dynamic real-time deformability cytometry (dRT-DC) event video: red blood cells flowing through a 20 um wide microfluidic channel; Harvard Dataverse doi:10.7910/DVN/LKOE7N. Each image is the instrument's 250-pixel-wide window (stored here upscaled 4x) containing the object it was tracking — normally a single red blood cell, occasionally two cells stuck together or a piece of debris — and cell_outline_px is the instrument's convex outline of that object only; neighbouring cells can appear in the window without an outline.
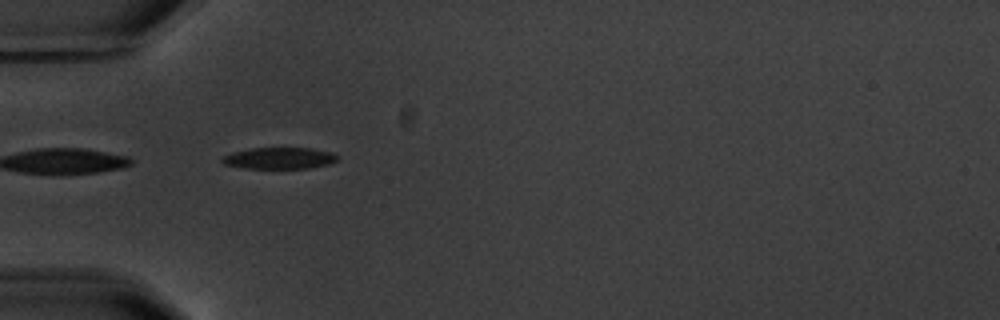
{"species": "common noctule bat (a hibernating species)", "species_latin": "Nyctalus noctula", "temperature_condition": "warm", "stored_images_in_passage": 4, "camera_frame_rate_fps": 3000, "um_per_image_px": 0.085, "animal": {"sex": "male", "body_mass_g": 20.1, "forearm_length_mm": 53.5}, "frame": {"image": 1, "passage_image": 3, "time_ms": 2.333, "image_size_px": [1000, 320], "cell_outline_px": [[340, 160], [328, 164], [308, 168], [244, 168], [224, 164], [220, 160], [224, 156], [232, 152], [252, 148], [312, 148], [332, 152], [340, 156]], "centroid_in_image_um": [23.79, 13.44], "position_along_channel_um": 61.2, "area_um2": 14.51}}